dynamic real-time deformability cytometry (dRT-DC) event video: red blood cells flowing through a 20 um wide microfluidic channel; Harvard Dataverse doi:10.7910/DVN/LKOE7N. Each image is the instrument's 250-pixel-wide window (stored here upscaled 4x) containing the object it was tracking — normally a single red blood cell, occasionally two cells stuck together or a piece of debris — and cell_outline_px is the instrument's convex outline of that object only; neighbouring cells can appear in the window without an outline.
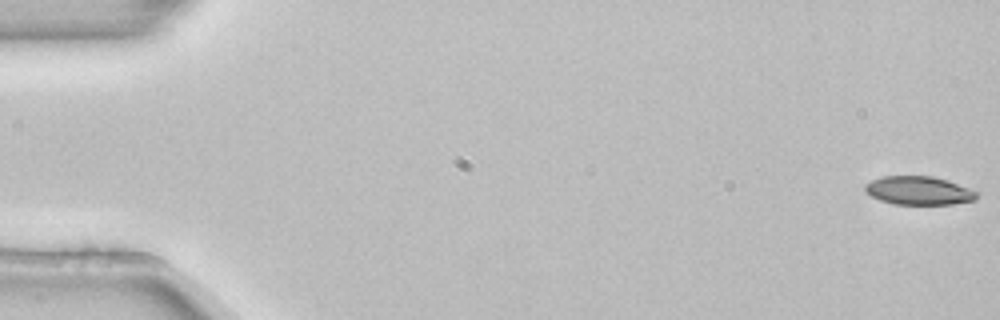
{"species": "common noctule bat (a hibernating species)", "species_latin": "Nyctalus noctula", "temperature_condition": "room temperature", "stored_images_in_passage": 5, "segment_of_instrument_passage": [2, 2], "camera_frame_rate_fps": 3000, "um_per_image_px": 0.085, "animal": {"sex": "female", "body_mass_g": 22.7, "forearm_length_mm": 54.2}, "frame": {"image": 1, "passage_image": 5, "time_ms": 1.333, "image_size_px": [1000, 320], "cell_outline_px": [[980, 192], [976, 200], [952, 204], [896, 204], [880, 200], [872, 196], [864, 188], [864, 184], [880, 176], [932, 176], [948, 180]], "centroid_in_image_um": [78.13, 16.19], "position_along_channel_um": 6.9, "area_um2": 18.61}}